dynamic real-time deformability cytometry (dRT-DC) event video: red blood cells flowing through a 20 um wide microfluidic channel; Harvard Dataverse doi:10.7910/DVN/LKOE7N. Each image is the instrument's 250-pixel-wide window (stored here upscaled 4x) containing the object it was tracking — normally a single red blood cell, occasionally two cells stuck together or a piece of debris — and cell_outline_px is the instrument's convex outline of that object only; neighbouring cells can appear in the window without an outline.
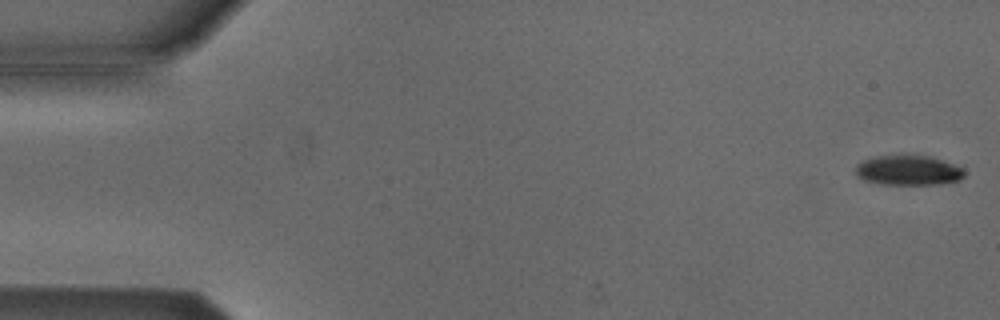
{"species": "Egyptian fruit bat (a non-hibernating species)", "species_latin": "Rousettus aegyptiacus", "temperature_condition": "cold", "stored_images_in_passage": 47, "camera_frame_rate_fps": 3000, "um_per_image_px": 0.085, "animal": {"sex": "male"}, "frame": {"image": 1, "passage_image": 1, "time_ms": 0.0, "image_size_px": [1000, 320], "cell_outline_px": [[964, 176], [960, 180], [936, 184], [884, 184], [864, 180], [856, 172], [856, 164], [864, 160], [876, 156], [928, 156], [952, 164], [960, 168], [964, 172]], "centroid_in_image_um": [77.19, 14.48], "position_along_channel_um": 7.8, "area_um2": 18.38}}
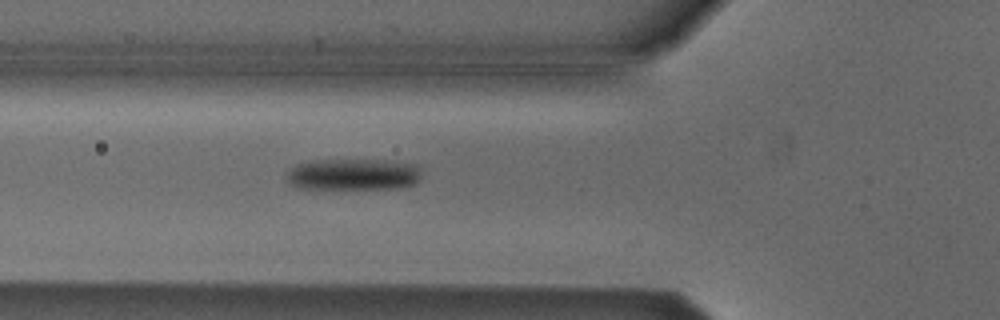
{"frame": {"image": 2, "passage_image": 19, "time_ms": 6.0, "image_size_px": [1000, 320], "cell_outline_px": [[420, 180], [416, 184], [400, 188], [300, 188], [292, 184], [288, 180], [288, 172], [296, 164], [308, 160], [396, 160], [416, 164], [420, 168]], "centroid_in_image_um": [30.11, 14.8], "position_along_channel_um": 95.7, "area_um2": 24.91}}
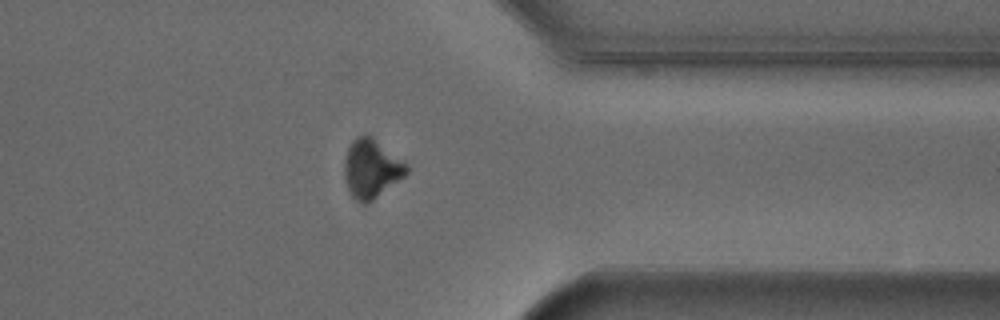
{"frame": {"image": 3, "passage_image": 42, "time_ms": 13.667, "image_size_px": [1000, 320], "cell_outline_px": [[408, 172], [404, 176], [368, 204], [360, 204], [352, 196], [348, 188], [344, 176], [344, 160], [348, 148], [352, 140], [356, 136], [372, 136], [408, 164]], "centroid_in_image_um": [31.56, 14.35], "position_along_channel_um": 379.8, "area_um2": 21.27}, "authors_computed_cell_mechanics": {"area_um2": 22.5998, "velocity_mm_per_s": 3.8209, "shape_relaxation_time_tau1_ms": 2.0055, "shape_relaxation_time_tau2_ms": null, "deformation_change_tau1": 0.0957, "deformation_change_tau2": null}}